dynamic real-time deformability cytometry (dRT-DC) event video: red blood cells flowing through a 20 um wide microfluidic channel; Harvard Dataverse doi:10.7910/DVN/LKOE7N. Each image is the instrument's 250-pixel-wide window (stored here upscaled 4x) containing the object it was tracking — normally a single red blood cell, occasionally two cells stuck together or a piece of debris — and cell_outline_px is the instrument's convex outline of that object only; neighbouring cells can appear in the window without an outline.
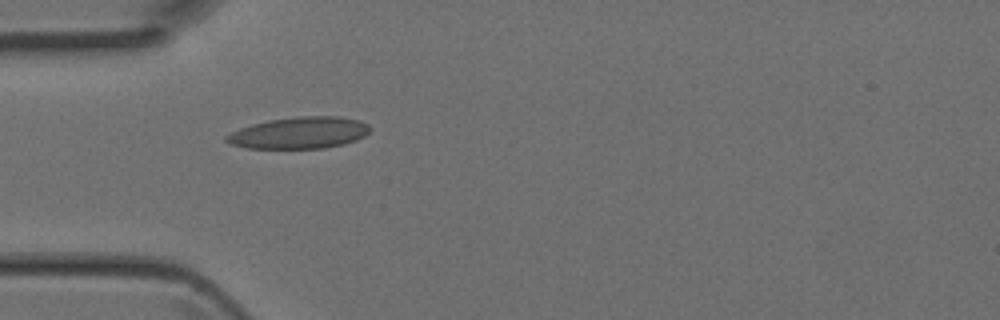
{"species": "Egyptian fruit bat (a non-hibernating species)", "species_latin": "Rousettus aegyptiacus", "temperature_condition": "room temperature", "stored_images_in_passage": 5, "camera_frame_rate_fps": 3000, "um_per_image_px": 0.085, "animal": {"sex": "female"}, "frame": {"image": 1, "passage_image": 3, "time_ms": 0.667, "image_size_px": [1000, 320], "cell_outline_px": [[372, 128], [364, 136], [356, 140], [344, 144], [324, 148], [248, 148], [232, 144], [224, 140], [224, 136], [240, 128], [252, 124], [268, 120], [296, 116], [340, 116], [360, 120], [368, 124]], "centroid_in_image_um": [25.47, 11.28], "position_along_channel_um": 59.5, "area_um2": 26.59}}
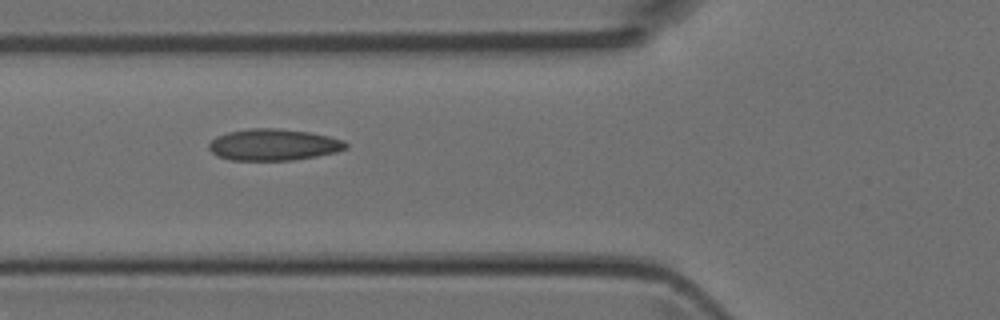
{"frame": {"image": 2, "passage_image": 4, "time_ms": 1.0, "image_size_px": [1000, 320], "cell_outline_px": [[348, 148], [336, 152], [316, 156], [292, 160], [232, 160], [216, 156], [208, 148], [208, 144], [216, 136], [228, 132], [248, 128], [276, 128], [308, 132], [328, 136], [344, 140], [348, 144]], "centroid_in_image_um": [23.24, 12.3], "position_along_channel_um": 102.6, "area_um2": 25.2}}
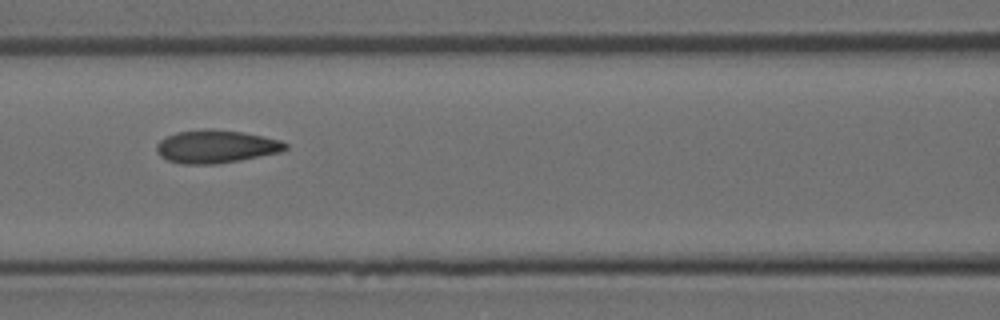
{"frame": {"image": 3, "passage_image": 5, "time_ms": 1.333, "image_size_px": [1000, 320], "cell_outline_px": [[288, 148], [280, 152], [240, 160], [216, 164], [180, 164], [168, 160], [160, 156], [156, 148], [156, 144], [160, 140], [176, 132], [240, 132], [280, 140], [288, 144]], "centroid_in_image_um": [18.36, 12.51], "position_along_channel_um": 148.2, "area_um2": 23.7}}